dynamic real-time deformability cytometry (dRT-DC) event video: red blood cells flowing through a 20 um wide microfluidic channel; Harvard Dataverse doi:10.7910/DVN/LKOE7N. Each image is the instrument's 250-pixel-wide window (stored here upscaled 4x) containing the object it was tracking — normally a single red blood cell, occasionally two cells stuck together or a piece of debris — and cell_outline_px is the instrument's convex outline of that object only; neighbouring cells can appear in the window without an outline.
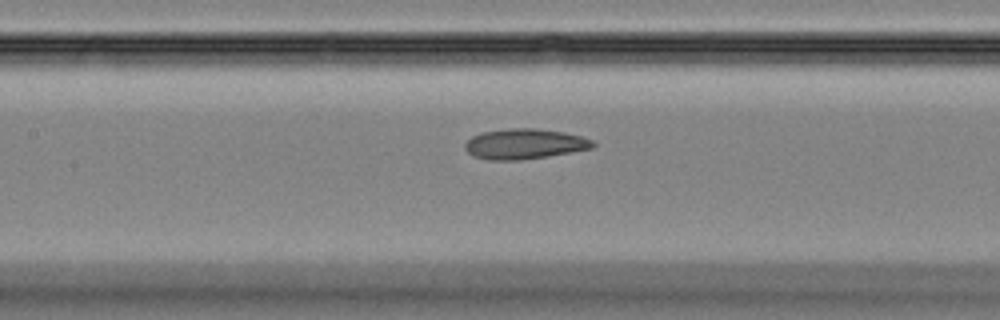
{"species": "Egyptian fruit bat (a non-hibernating species)", "species_latin": "Rousettus aegyptiacus", "temperature_condition": "room temperature", "stored_images_in_passage": 42, "camera_frame_rate_fps": 3000, "um_per_image_px": 0.085, "animal": {"sex": "female"}, "frame": {"image": 1, "passage_image": 18, "time_ms": 5.667, "image_size_px": [1000, 320], "cell_outline_px": [[596, 144], [592, 148], [548, 156], [520, 160], [488, 160], [472, 156], [464, 148], [464, 144], [472, 136], [484, 132], [508, 128], [536, 128], [564, 132], [580, 136], [592, 140]], "centroid_in_image_um": [44.56, 12.23], "position_along_channel_um": 162.8, "area_um2": 22.54}}
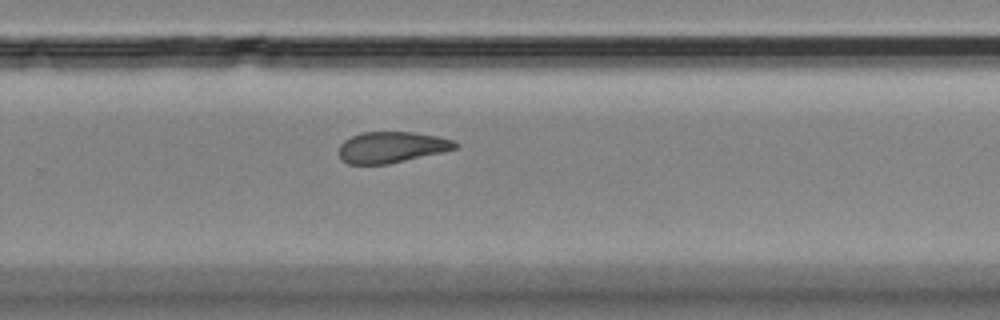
{"frame": {"image": 2, "passage_image": 27, "time_ms": 8.667, "image_size_px": [1000, 320], "cell_outline_px": [[460, 144], [456, 148], [444, 152], [388, 164], [348, 164], [340, 160], [340, 144], [344, 140], [352, 136], [364, 132], [412, 132], [436, 136], [456, 140]], "centroid_in_image_um": [33.31, 12.52], "position_along_channel_um": 296.5, "area_um2": 21.15}}
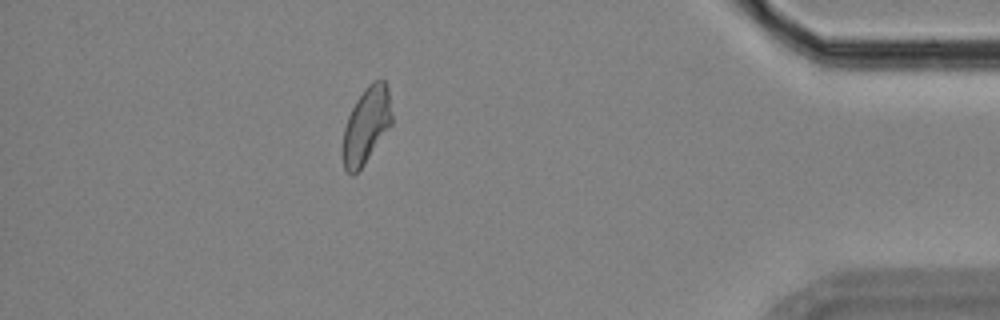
{"frame": {"image": 3, "passage_image": 37, "time_ms": 12.0, "image_size_px": [1000, 320], "cell_outline_px": [[392, 124], [364, 164], [352, 176], [344, 168], [340, 156], [340, 148], [344, 128], [348, 116], [356, 100], [364, 88], [372, 80], [384, 80], [388, 84], [392, 112]], "centroid_in_image_um": [31.11, 10.65], "position_along_channel_um": 404.1, "area_um2": 22.31}}